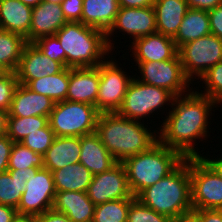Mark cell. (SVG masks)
Listing matches in <instances>:
<instances>
[{
    "instance_id": "cell-13",
    "label": "cell",
    "mask_w": 222,
    "mask_h": 222,
    "mask_svg": "<svg viewBox=\"0 0 222 222\" xmlns=\"http://www.w3.org/2000/svg\"><path fill=\"white\" fill-rule=\"evenodd\" d=\"M86 193L95 206L112 200L135 198L122 162H118L108 171L93 175Z\"/></svg>"
},
{
    "instance_id": "cell-32",
    "label": "cell",
    "mask_w": 222,
    "mask_h": 222,
    "mask_svg": "<svg viewBox=\"0 0 222 222\" xmlns=\"http://www.w3.org/2000/svg\"><path fill=\"white\" fill-rule=\"evenodd\" d=\"M133 199H118L96 205L92 222H127L128 210Z\"/></svg>"
},
{
    "instance_id": "cell-30",
    "label": "cell",
    "mask_w": 222,
    "mask_h": 222,
    "mask_svg": "<svg viewBox=\"0 0 222 222\" xmlns=\"http://www.w3.org/2000/svg\"><path fill=\"white\" fill-rule=\"evenodd\" d=\"M26 44L23 36L0 29V66L5 71L16 72Z\"/></svg>"
},
{
    "instance_id": "cell-7",
    "label": "cell",
    "mask_w": 222,
    "mask_h": 222,
    "mask_svg": "<svg viewBox=\"0 0 222 222\" xmlns=\"http://www.w3.org/2000/svg\"><path fill=\"white\" fill-rule=\"evenodd\" d=\"M139 79L140 77L136 79L135 76L129 83L117 113L125 118L141 121L146 115L149 117L154 111L162 109L167 102L172 103L174 96L166 89L147 85Z\"/></svg>"
},
{
    "instance_id": "cell-37",
    "label": "cell",
    "mask_w": 222,
    "mask_h": 222,
    "mask_svg": "<svg viewBox=\"0 0 222 222\" xmlns=\"http://www.w3.org/2000/svg\"><path fill=\"white\" fill-rule=\"evenodd\" d=\"M33 43L49 59L60 62L66 67V55L56 35L38 38Z\"/></svg>"
},
{
    "instance_id": "cell-14",
    "label": "cell",
    "mask_w": 222,
    "mask_h": 222,
    "mask_svg": "<svg viewBox=\"0 0 222 222\" xmlns=\"http://www.w3.org/2000/svg\"><path fill=\"white\" fill-rule=\"evenodd\" d=\"M118 29L131 35L133 40L156 33V19L153 6L119 8L114 24L106 33V41L111 51L113 50L114 44L111 42L110 38L114 35L112 33L115 31L117 32Z\"/></svg>"
},
{
    "instance_id": "cell-17",
    "label": "cell",
    "mask_w": 222,
    "mask_h": 222,
    "mask_svg": "<svg viewBox=\"0 0 222 222\" xmlns=\"http://www.w3.org/2000/svg\"><path fill=\"white\" fill-rule=\"evenodd\" d=\"M54 105L55 102L51 98L33 92L19 83L8 110V117H49Z\"/></svg>"
},
{
    "instance_id": "cell-26",
    "label": "cell",
    "mask_w": 222,
    "mask_h": 222,
    "mask_svg": "<svg viewBox=\"0 0 222 222\" xmlns=\"http://www.w3.org/2000/svg\"><path fill=\"white\" fill-rule=\"evenodd\" d=\"M38 167L8 169L0 174V204L18 208L26 182Z\"/></svg>"
},
{
    "instance_id": "cell-6",
    "label": "cell",
    "mask_w": 222,
    "mask_h": 222,
    "mask_svg": "<svg viewBox=\"0 0 222 222\" xmlns=\"http://www.w3.org/2000/svg\"><path fill=\"white\" fill-rule=\"evenodd\" d=\"M99 114L94 105L65 100L55 103L49 124L55 136L81 137L95 133Z\"/></svg>"
},
{
    "instance_id": "cell-34",
    "label": "cell",
    "mask_w": 222,
    "mask_h": 222,
    "mask_svg": "<svg viewBox=\"0 0 222 222\" xmlns=\"http://www.w3.org/2000/svg\"><path fill=\"white\" fill-rule=\"evenodd\" d=\"M206 88L200 93L208 96L217 104L222 102V61L210 68L200 79Z\"/></svg>"
},
{
    "instance_id": "cell-28",
    "label": "cell",
    "mask_w": 222,
    "mask_h": 222,
    "mask_svg": "<svg viewBox=\"0 0 222 222\" xmlns=\"http://www.w3.org/2000/svg\"><path fill=\"white\" fill-rule=\"evenodd\" d=\"M56 191L86 192L93 174L80 162L52 171Z\"/></svg>"
},
{
    "instance_id": "cell-38",
    "label": "cell",
    "mask_w": 222,
    "mask_h": 222,
    "mask_svg": "<svg viewBox=\"0 0 222 222\" xmlns=\"http://www.w3.org/2000/svg\"><path fill=\"white\" fill-rule=\"evenodd\" d=\"M18 84L16 72L6 71L0 75V110L8 112Z\"/></svg>"
},
{
    "instance_id": "cell-40",
    "label": "cell",
    "mask_w": 222,
    "mask_h": 222,
    "mask_svg": "<svg viewBox=\"0 0 222 222\" xmlns=\"http://www.w3.org/2000/svg\"><path fill=\"white\" fill-rule=\"evenodd\" d=\"M14 142L7 134L0 135V174L8 170L10 152Z\"/></svg>"
},
{
    "instance_id": "cell-53",
    "label": "cell",
    "mask_w": 222,
    "mask_h": 222,
    "mask_svg": "<svg viewBox=\"0 0 222 222\" xmlns=\"http://www.w3.org/2000/svg\"><path fill=\"white\" fill-rule=\"evenodd\" d=\"M6 71L0 66V75H2L3 73H5Z\"/></svg>"
},
{
    "instance_id": "cell-46",
    "label": "cell",
    "mask_w": 222,
    "mask_h": 222,
    "mask_svg": "<svg viewBox=\"0 0 222 222\" xmlns=\"http://www.w3.org/2000/svg\"><path fill=\"white\" fill-rule=\"evenodd\" d=\"M155 0H118L120 7L140 8L153 6Z\"/></svg>"
},
{
    "instance_id": "cell-5",
    "label": "cell",
    "mask_w": 222,
    "mask_h": 222,
    "mask_svg": "<svg viewBox=\"0 0 222 222\" xmlns=\"http://www.w3.org/2000/svg\"><path fill=\"white\" fill-rule=\"evenodd\" d=\"M186 158L159 141L148 151L126 158L128 184L134 197L174 171Z\"/></svg>"
},
{
    "instance_id": "cell-1",
    "label": "cell",
    "mask_w": 222,
    "mask_h": 222,
    "mask_svg": "<svg viewBox=\"0 0 222 222\" xmlns=\"http://www.w3.org/2000/svg\"><path fill=\"white\" fill-rule=\"evenodd\" d=\"M217 103L208 96L190 91L174 97L171 111L158 131V141L171 149L179 151L185 158L200 157L194 148L196 139L207 136L208 118ZM173 106H176L173 108Z\"/></svg>"
},
{
    "instance_id": "cell-39",
    "label": "cell",
    "mask_w": 222,
    "mask_h": 222,
    "mask_svg": "<svg viewBox=\"0 0 222 222\" xmlns=\"http://www.w3.org/2000/svg\"><path fill=\"white\" fill-rule=\"evenodd\" d=\"M60 6L67 22H81L83 0H63Z\"/></svg>"
},
{
    "instance_id": "cell-3",
    "label": "cell",
    "mask_w": 222,
    "mask_h": 222,
    "mask_svg": "<svg viewBox=\"0 0 222 222\" xmlns=\"http://www.w3.org/2000/svg\"><path fill=\"white\" fill-rule=\"evenodd\" d=\"M136 198L173 221L192 212L189 158L166 177L142 190Z\"/></svg>"
},
{
    "instance_id": "cell-27",
    "label": "cell",
    "mask_w": 222,
    "mask_h": 222,
    "mask_svg": "<svg viewBox=\"0 0 222 222\" xmlns=\"http://www.w3.org/2000/svg\"><path fill=\"white\" fill-rule=\"evenodd\" d=\"M209 34L211 29L208 11L189 8L173 40L179 48L187 42Z\"/></svg>"
},
{
    "instance_id": "cell-20",
    "label": "cell",
    "mask_w": 222,
    "mask_h": 222,
    "mask_svg": "<svg viewBox=\"0 0 222 222\" xmlns=\"http://www.w3.org/2000/svg\"><path fill=\"white\" fill-rule=\"evenodd\" d=\"M95 207L86 192L56 191L52 209L64 213L72 222H92Z\"/></svg>"
},
{
    "instance_id": "cell-24",
    "label": "cell",
    "mask_w": 222,
    "mask_h": 222,
    "mask_svg": "<svg viewBox=\"0 0 222 222\" xmlns=\"http://www.w3.org/2000/svg\"><path fill=\"white\" fill-rule=\"evenodd\" d=\"M153 8L157 32L174 38L189 9L186 0H155Z\"/></svg>"
},
{
    "instance_id": "cell-18",
    "label": "cell",
    "mask_w": 222,
    "mask_h": 222,
    "mask_svg": "<svg viewBox=\"0 0 222 222\" xmlns=\"http://www.w3.org/2000/svg\"><path fill=\"white\" fill-rule=\"evenodd\" d=\"M99 82V65L89 68H70L67 100L96 107Z\"/></svg>"
},
{
    "instance_id": "cell-49",
    "label": "cell",
    "mask_w": 222,
    "mask_h": 222,
    "mask_svg": "<svg viewBox=\"0 0 222 222\" xmlns=\"http://www.w3.org/2000/svg\"><path fill=\"white\" fill-rule=\"evenodd\" d=\"M7 118L8 112L0 110V135L7 134Z\"/></svg>"
},
{
    "instance_id": "cell-44",
    "label": "cell",
    "mask_w": 222,
    "mask_h": 222,
    "mask_svg": "<svg viewBox=\"0 0 222 222\" xmlns=\"http://www.w3.org/2000/svg\"><path fill=\"white\" fill-rule=\"evenodd\" d=\"M188 7L209 11L222 4V0H186Z\"/></svg>"
},
{
    "instance_id": "cell-21",
    "label": "cell",
    "mask_w": 222,
    "mask_h": 222,
    "mask_svg": "<svg viewBox=\"0 0 222 222\" xmlns=\"http://www.w3.org/2000/svg\"><path fill=\"white\" fill-rule=\"evenodd\" d=\"M79 162L93 175L108 171L118 161L109 153L96 133L81 136Z\"/></svg>"
},
{
    "instance_id": "cell-29",
    "label": "cell",
    "mask_w": 222,
    "mask_h": 222,
    "mask_svg": "<svg viewBox=\"0 0 222 222\" xmlns=\"http://www.w3.org/2000/svg\"><path fill=\"white\" fill-rule=\"evenodd\" d=\"M69 80L70 68L65 67L57 74L29 81L25 86L33 92L51 98L56 103L67 100Z\"/></svg>"
},
{
    "instance_id": "cell-45",
    "label": "cell",
    "mask_w": 222,
    "mask_h": 222,
    "mask_svg": "<svg viewBox=\"0 0 222 222\" xmlns=\"http://www.w3.org/2000/svg\"><path fill=\"white\" fill-rule=\"evenodd\" d=\"M17 215L16 208L0 204V222H13Z\"/></svg>"
},
{
    "instance_id": "cell-23",
    "label": "cell",
    "mask_w": 222,
    "mask_h": 222,
    "mask_svg": "<svg viewBox=\"0 0 222 222\" xmlns=\"http://www.w3.org/2000/svg\"><path fill=\"white\" fill-rule=\"evenodd\" d=\"M80 153L81 137L56 136L43 155L44 167L52 172L66 165L79 163Z\"/></svg>"
},
{
    "instance_id": "cell-42",
    "label": "cell",
    "mask_w": 222,
    "mask_h": 222,
    "mask_svg": "<svg viewBox=\"0 0 222 222\" xmlns=\"http://www.w3.org/2000/svg\"><path fill=\"white\" fill-rule=\"evenodd\" d=\"M200 218L201 222H222V210L218 209H203L193 210Z\"/></svg>"
},
{
    "instance_id": "cell-48",
    "label": "cell",
    "mask_w": 222,
    "mask_h": 222,
    "mask_svg": "<svg viewBox=\"0 0 222 222\" xmlns=\"http://www.w3.org/2000/svg\"><path fill=\"white\" fill-rule=\"evenodd\" d=\"M173 222H201L200 218L192 211L177 218Z\"/></svg>"
},
{
    "instance_id": "cell-47",
    "label": "cell",
    "mask_w": 222,
    "mask_h": 222,
    "mask_svg": "<svg viewBox=\"0 0 222 222\" xmlns=\"http://www.w3.org/2000/svg\"><path fill=\"white\" fill-rule=\"evenodd\" d=\"M212 169L215 173L222 179V158L209 159L206 156H200Z\"/></svg>"
},
{
    "instance_id": "cell-22",
    "label": "cell",
    "mask_w": 222,
    "mask_h": 222,
    "mask_svg": "<svg viewBox=\"0 0 222 222\" xmlns=\"http://www.w3.org/2000/svg\"><path fill=\"white\" fill-rule=\"evenodd\" d=\"M32 7L20 0H0V29L23 36L29 43Z\"/></svg>"
},
{
    "instance_id": "cell-12",
    "label": "cell",
    "mask_w": 222,
    "mask_h": 222,
    "mask_svg": "<svg viewBox=\"0 0 222 222\" xmlns=\"http://www.w3.org/2000/svg\"><path fill=\"white\" fill-rule=\"evenodd\" d=\"M56 194L53 175L47 168H39L26 182L17 212L20 215L39 216L52 209Z\"/></svg>"
},
{
    "instance_id": "cell-35",
    "label": "cell",
    "mask_w": 222,
    "mask_h": 222,
    "mask_svg": "<svg viewBox=\"0 0 222 222\" xmlns=\"http://www.w3.org/2000/svg\"><path fill=\"white\" fill-rule=\"evenodd\" d=\"M55 137L54 131L51 129L50 124H48L45 128L28 134L20 143L33 152L44 155L52 145Z\"/></svg>"
},
{
    "instance_id": "cell-10",
    "label": "cell",
    "mask_w": 222,
    "mask_h": 222,
    "mask_svg": "<svg viewBox=\"0 0 222 222\" xmlns=\"http://www.w3.org/2000/svg\"><path fill=\"white\" fill-rule=\"evenodd\" d=\"M136 63L140 70L139 73L142 74V79L139 80L142 83L166 89L174 97L184 95L187 88L188 91H190L189 85L191 81L183 71V66L178 54L173 59L161 62L149 61Z\"/></svg>"
},
{
    "instance_id": "cell-50",
    "label": "cell",
    "mask_w": 222,
    "mask_h": 222,
    "mask_svg": "<svg viewBox=\"0 0 222 222\" xmlns=\"http://www.w3.org/2000/svg\"><path fill=\"white\" fill-rule=\"evenodd\" d=\"M13 222H38L37 216L18 214Z\"/></svg>"
},
{
    "instance_id": "cell-36",
    "label": "cell",
    "mask_w": 222,
    "mask_h": 222,
    "mask_svg": "<svg viewBox=\"0 0 222 222\" xmlns=\"http://www.w3.org/2000/svg\"><path fill=\"white\" fill-rule=\"evenodd\" d=\"M127 222H173V220L145 206L135 197L130 203Z\"/></svg>"
},
{
    "instance_id": "cell-41",
    "label": "cell",
    "mask_w": 222,
    "mask_h": 222,
    "mask_svg": "<svg viewBox=\"0 0 222 222\" xmlns=\"http://www.w3.org/2000/svg\"><path fill=\"white\" fill-rule=\"evenodd\" d=\"M211 34L222 39V4L208 11Z\"/></svg>"
},
{
    "instance_id": "cell-9",
    "label": "cell",
    "mask_w": 222,
    "mask_h": 222,
    "mask_svg": "<svg viewBox=\"0 0 222 222\" xmlns=\"http://www.w3.org/2000/svg\"><path fill=\"white\" fill-rule=\"evenodd\" d=\"M178 55L187 78L190 81L200 79L210 68L222 61V39L213 34L200 37L181 45Z\"/></svg>"
},
{
    "instance_id": "cell-51",
    "label": "cell",
    "mask_w": 222,
    "mask_h": 222,
    "mask_svg": "<svg viewBox=\"0 0 222 222\" xmlns=\"http://www.w3.org/2000/svg\"><path fill=\"white\" fill-rule=\"evenodd\" d=\"M25 5H28L30 7H36L38 4H40L43 0H20Z\"/></svg>"
},
{
    "instance_id": "cell-8",
    "label": "cell",
    "mask_w": 222,
    "mask_h": 222,
    "mask_svg": "<svg viewBox=\"0 0 222 222\" xmlns=\"http://www.w3.org/2000/svg\"><path fill=\"white\" fill-rule=\"evenodd\" d=\"M193 210H222V179L201 158H189Z\"/></svg>"
},
{
    "instance_id": "cell-31",
    "label": "cell",
    "mask_w": 222,
    "mask_h": 222,
    "mask_svg": "<svg viewBox=\"0 0 222 222\" xmlns=\"http://www.w3.org/2000/svg\"><path fill=\"white\" fill-rule=\"evenodd\" d=\"M49 124L47 116L8 117L7 136L14 142H21L28 134L45 128Z\"/></svg>"
},
{
    "instance_id": "cell-43",
    "label": "cell",
    "mask_w": 222,
    "mask_h": 222,
    "mask_svg": "<svg viewBox=\"0 0 222 222\" xmlns=\"http://www.w3.org/2000/svg\"><path fill=\"white\" fill-rule=\"evenodd\" d=\"M38 222H72L64 213L53 209L47 210L37 216Z\"/></svg>"
},
{
    "instance_id": "cell-4",
    "label": "cell",
    "mask_w": 222,
    "mask_h": 222,
    "mask_svg": "<svg viewBox=\"0 0 222 222\" xmlns=\"http://www.w3.org/2000/svg\"><path fill=\"white\" fill-rule=\"evenodd\" d=\"M55 35L65 52L67 68L97 67L111 52L106 33L81 22H67Z\"/></svg>"
},
{
    "instance_id": "cell-33",
    "label": "cell",
    "mask_w": 222,
    "mask_h": 222,
    "mask_svg": "<svg viewBox=\"0 0 222 222\" xmlns=\"http://www.w3.org/2000/svg\"><path fill=\"white\" fill-rule=\"evenodd\" d=\"M38 167L44 168L42 154L33 152L22 143H14L10 152L8 169H21Z\"/></svg>"
},
{
    "instance_id": "cell-19",
    "label": "cell",
    "mask_w": 222,
    "mask_h": 222,
    "mask_svg": "<svg viewBox=\"0 0 222 222\" xmlns=\"http://www.w3.org/2000/svg\"><path fill=\"white\" fill-rule=\"evenodd\" d=\"M66 23L60 4L42 1L32 8L29 43L44 36L55 35Z\"/></svg>"
},
{
    "instance_id": "cell-15",
    "label": "cell",
    "mask_w": 222,
    "mask_h": 222,
    "mask_svg": "<svg viewBox=\"0 0 222 222\" xmlns=\"http://www.w3.org/2000/svg\"><path fill=\"white\" fill-rule=\"evenodd\" d=\"M64 68L60 62L45 56L34 43H27L23 49L16 74L19 83L26 85L29 81L57 74Z\"/></svg>"
},
{
    "instance_id": "cell-16",
    "label": "cell",
    "mask_w": 222,
    "mask_h": 222,
    "mask_svg": "<svg viewBox=\"0 0 222 222\" xmlns=\"http://www.w3.org/2000/svg\"><path fill=\"white\" fill-rule=\"evenodd\" d=\"M132 46L136 62H161L173 59L178 54L173 38L158 32L134 39Z\"/></svg>"
},
{
    "instance_id": "cell-2",
    "label": "cell",
    "mask_w": 222,
    "mask_h": 222,
    "mask_svg": "<svg viewBox=\"0 0 222 222\" xmlns=\"http://www.w3.org/2000/svg\"><path fill=\"white\" fill-rule=\"evenodd\" d=\"M149 131L139 120L120 116L117 112L100 113L95 133L109 153L123 162L130 156L148 151L158 142V135Z\"/></svg>"
},
{
    "instance_id": "cell-11",
    "label": "cell",
    "mask_w": 222,
    "mask_h": 222,
    "mask_svg": "<svg viewBox=\"0 0 222 222\" xmlns=\"http://www.w3.org/2000/svg\"><path fill=\"white\" fill-rule=\"evenodd\" d=\"M113 60H104L99 65V91L96 110L99 113L117 112L122 106L130 77Z\"/></svg>"
},
{
    "instance_id": "cell-25",
    "label": "cell",
    "mask_w": 222,
    "mask_h": 222,
    "mask_svg": "<svg viewBox=\"0 0 222 222\" xmlns=\"http://www.w3.org/2000/svg\"><path fill=\"white\" fill-rule=\"evenodd\" d=\"M118 0H83L81 23L107 33L119 11Z\"/></svg>"
},
{
    "instance_id": "cell-52",
    "label": "cell",
    "mask_w": 222,
    "mask_h": 222,
    "mask_svg": "<svg viewBox=\"0 0 222 222\" xmlns=\"http://www.w3.org/2000/svg\"><path fill=\"white\" fill-rule=\"evenodd\" d=\"M49 3H53V4H60L63 0H43Z\"/></svg>"
}]
</instances>
